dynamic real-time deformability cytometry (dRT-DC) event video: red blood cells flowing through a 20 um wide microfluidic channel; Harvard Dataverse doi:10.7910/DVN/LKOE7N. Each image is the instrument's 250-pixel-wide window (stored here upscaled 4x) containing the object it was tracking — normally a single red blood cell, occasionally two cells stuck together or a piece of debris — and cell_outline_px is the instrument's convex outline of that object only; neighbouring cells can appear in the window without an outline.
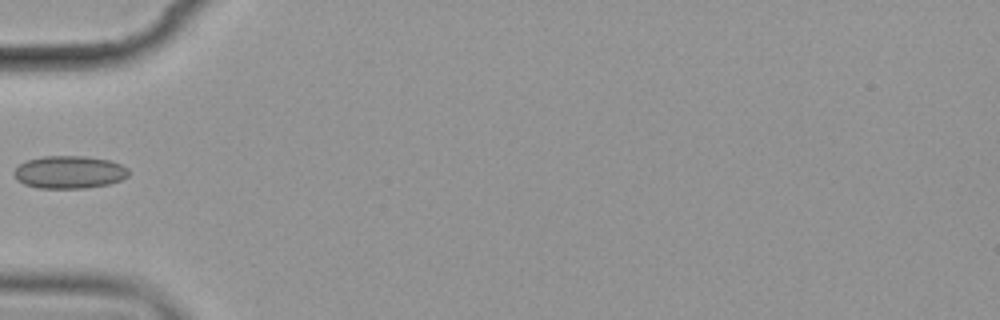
{"species": "common noctule bat (a hibernating species)", "species_latin": "Nyctalus noctula", "temperature_condition": "cold", "stored_images_in_passage": 6, "camera_frame_rate_fps": 3000, "um_per_image_px": 0.085, "animal": {"sex": "female", "body_mass_g": 19.9}, "frame": {"image": 1, "passage_image": 6, "time_ms": 6.667, "image_size_px": [1000, 320], "cell_outline_px": [[128, 176], [120, 180], [108, 184], [84, 188], [40, 188], [24, 184], [16, 180], [12, 172], [20, 164], [28, 160], [44, 156], [84, 156], [112, 160], [128, 168]], "centroid_in_image_um": [5.88, 14.63], "position_along_channel_um": 79.1, "area_um2": 21.85}}